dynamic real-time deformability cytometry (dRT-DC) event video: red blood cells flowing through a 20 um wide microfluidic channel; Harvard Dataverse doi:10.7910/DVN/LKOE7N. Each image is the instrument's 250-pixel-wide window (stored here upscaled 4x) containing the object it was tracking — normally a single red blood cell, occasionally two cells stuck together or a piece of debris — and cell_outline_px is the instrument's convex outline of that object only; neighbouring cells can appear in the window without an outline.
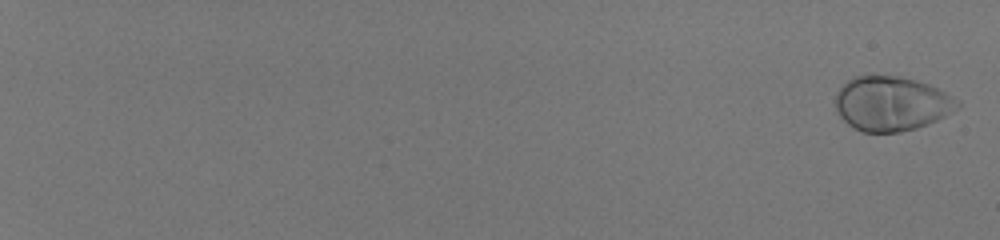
{"species": "human", "species_latin": "Homo sapiens", "temperature_condition": "room temperature", "stored_images_in_passage": 57, "camera_frame_rate_fps": 3000, "um_per_image_px": 0.085, "donor": {"sex": "male"}, "frame": {"image": 1, "passage_image": 2, "time_ms": 0.333, "image_size_px": [1000, 240], "cell_outline_px": [[960, 108], [936, 120], [916, 128], [900, 132], [864, 132], [852, 128], [840, 116], [836, 108], [836, 92], [852, 76], [872, 72], [900, 76], [916, 80], [928, 84], [960, 100]], "centroid_in_image_um": [75.75, 8.76], "position_along_channel_um": 9.3, "area_um2": 39.36}}
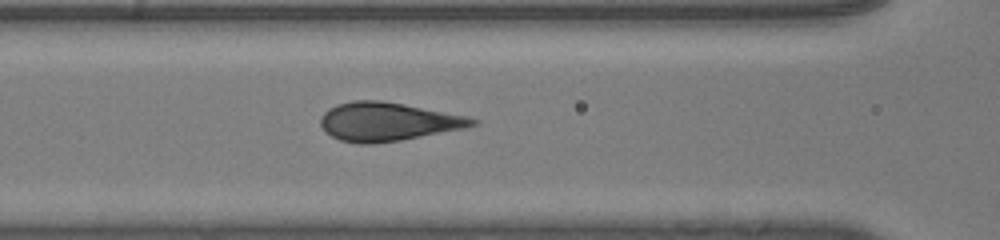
{"frame": {"image": 2, "passage_image": 32, "time_ms": 10.333, "image_size_px": [1000, 240], "cell_outline_px": [[480, 124], [464, 128], [400, 140], [372, 144], [360, 144], [340, 140], [324, 132], [320, 124], [320, 116], [328, 108], [336, 104], [352, 100], [380, 100], [404, 104], [468, 116], [480, 120]], "centroid_in_image_um": [32.94, 10.33], "position_along_channel_um": 133.7, "area_um2": 34.28}}
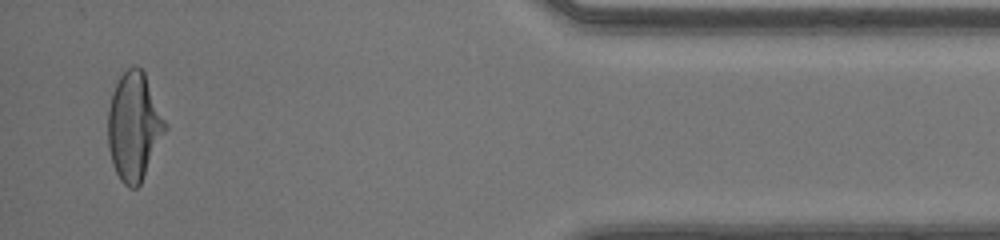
{"frame": {"image": 3, "passage_image": 56, "time_ms": 18.333, "image_size_px": [1000, 240], "cell_outline_px": [[168, 128], [140, 184], [136, 188], [128, 188], [120, 180], [112, 164], [108, 148], [108, 108], [112, 92], [120, 76], [128, 68], [136, 64], [144, 72], [168, 124]], "centroid_in_image_um": [11.4, 10.75], "position_along_channel_um": 423.8, "area_um2": 36.24}}